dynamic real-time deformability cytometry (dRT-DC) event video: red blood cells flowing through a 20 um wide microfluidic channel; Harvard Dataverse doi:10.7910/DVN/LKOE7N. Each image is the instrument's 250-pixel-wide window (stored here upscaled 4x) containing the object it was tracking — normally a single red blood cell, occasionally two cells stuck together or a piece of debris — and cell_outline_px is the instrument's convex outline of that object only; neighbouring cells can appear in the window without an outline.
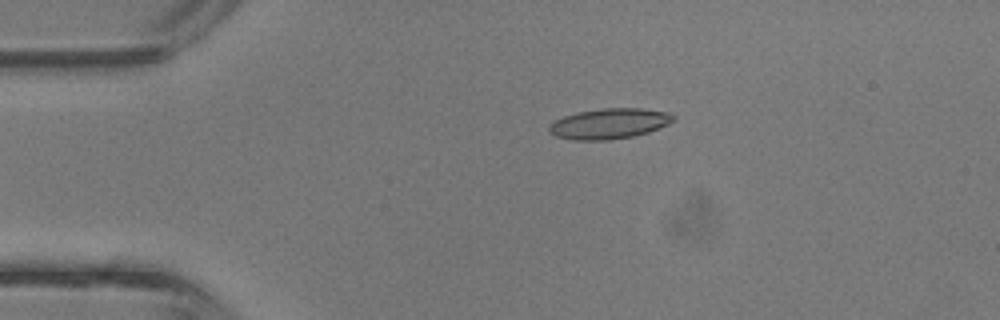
{"species": "common noctule bat (a hibernating species)", "species_latin": "Nyctalus noctula", "temperature_condition": "room temperature", "stored_images_in_passage": 3, "camera_frame_rate_fps": 3000, "um_per_image_px": 0.085, "animal": {"sex": "male", "body_mass_g": 13.3}, "frame": {"image": 1, "passage_image": 2, "time_ms": 0.333, "image_size_px": [1000, 320], "cell_outline_px": [[676, 120], [668, 124], [648, 132], [632, 136], [608, 140], [572, 140], [556, 136], [548, 132], [548, 124], [564, 116], [580, 112], [604, 108], [640, 108], [668, 112], [676, 116]], "centroid_in_image_um": [51.79, 10.51], "position_along_channel_um": 33.2, "area_um2": 22.02}}